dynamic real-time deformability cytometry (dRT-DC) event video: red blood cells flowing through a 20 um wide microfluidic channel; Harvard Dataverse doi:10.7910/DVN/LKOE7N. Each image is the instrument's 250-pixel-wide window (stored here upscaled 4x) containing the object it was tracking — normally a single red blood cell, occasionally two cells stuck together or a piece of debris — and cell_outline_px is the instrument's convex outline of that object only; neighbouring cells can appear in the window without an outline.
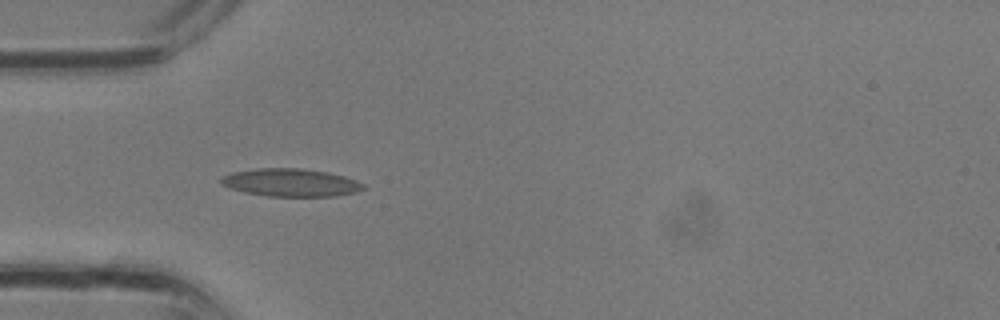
{"species": "common noctule bat (a hibernating species)", "species_latin": "Nyctalus noctula", "temperature_condition": "room temperature", "stored_images_in_passage": 32, "camera_frame_rate_fps": 3000, "um_per_image_px": 0.085, "animal": {"sex": "male", "body_mass_g": 13.3}, "frame": {"image": 1, "passage_image": 9, "time_ms": 2.667, "image_size_px": [1000, 320], "cell_outline_px": [[368, 188], [356, 192], [336, 196], [268, 196], [244, 192], [220, 184], [220, 180], [224, 176], [232, 172], [260, 168], [300, 168], [328, 172], [344, 176], [364, 184]], "centroid_in_image_um": [24.74, 15.52], "position_along_channel_um": 60.3, "area_um2": 23.0}}
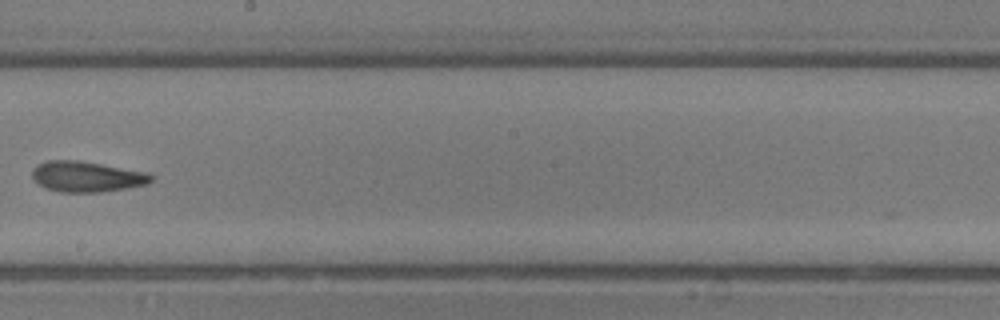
{"frame": {"image": 2, "passage_image": 18, "time_ms": 5.667, "image_size_px": [1000, 320], "cell_outline_px": [[156, 176], [148, 184], [128, 188], [100, 192], [60, 192], [44, 188], [32, 176], [32, 168], [36, 164], [48, 160], [76, 160], [148, 172]], "centroid_in_image_um": [7.39, 15.01], "position_along_channel_um": 240.8, "area_um2": 21.33}}
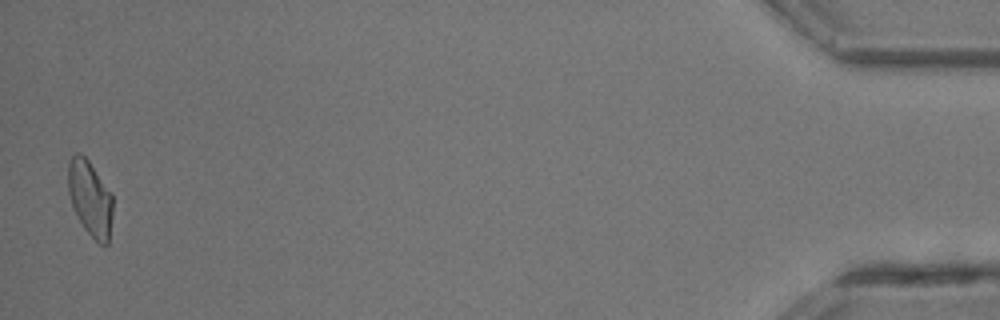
{"frame": {"image": 3, "passage_image": 32, "time_ms": 10.333, "image_size_px": [1000, 320], "cell_outline_px": [[112, 216], [108, 244], [100, 244], [84, 228], [72, 204], [68, 192], [68, 164], [72, 156], [76, 152], [80, 152], [88, 160], [112, 192]], "centroid_in_image_um": [7.67, 16.82], "position_along_channel_um": 427.5, "area_um2": 19.48}}